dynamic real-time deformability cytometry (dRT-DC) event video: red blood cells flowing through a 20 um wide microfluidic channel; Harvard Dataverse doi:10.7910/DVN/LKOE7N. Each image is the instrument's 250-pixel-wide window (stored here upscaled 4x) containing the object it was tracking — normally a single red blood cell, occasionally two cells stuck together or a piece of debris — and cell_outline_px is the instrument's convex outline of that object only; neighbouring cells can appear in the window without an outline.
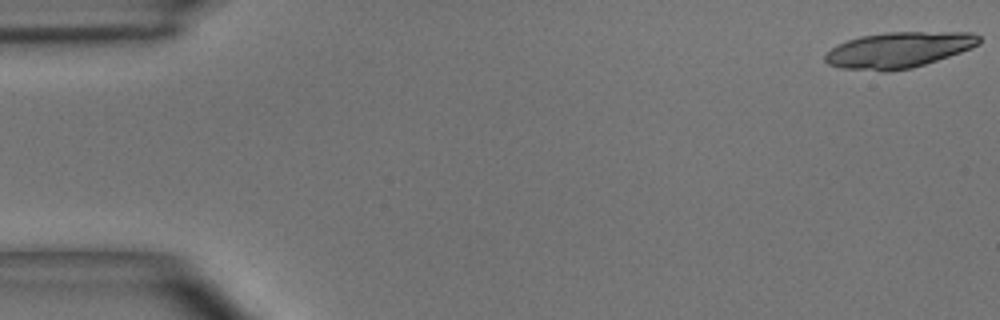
{"species": "common noctule bat (a hibernating species)", "species_latin": "Nyctalus noctula", "temperature_condition": "room temperature", "stored_images_in_passage": 50, "camera_frame_rate_fps": 3000, "um_per_image_px": 0.085, "animal": {"sex": "male", "body_mass_g": 15.6}, "frame": {"image": 1, "passage_image": 1, "time_ms": 0.0, "image_size_px": [1000, 320], "cell_outline_px": [[980, 44], [972, 48], [912, 68], [888, 72], [880, 72], [840, 68], [828, 64], [824, 60], [824, 56], [832, 48], [848, 40], [860, 36], [888, 32], [972, 32], [980, 36]], "centroid_in_image_um": [76.38, 4.25], "position_along_channel_um": 8.6, "area_um2": 32.19}, "authors_computed_cell_mechanics": {"area_um2": 20.4612, "velocity_mm_per_s": 3.9287, "shape_relaxation_time_tau1_ms": 3.2079, "shape_relaxation_time_tau2_ms": null, "deformation_change_tau1": 0.1266, "deformation_change_tau2": null}}